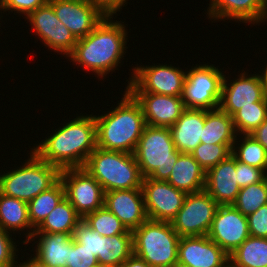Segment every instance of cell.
Here are the masks:
<instances>
[{
    "mask_svg": "<svg viewBox=\"0 0 267 267\" xmlns=\"http://www.w3.org/2000/svg\"><path fill=\"white\" fill-rule=\"evenodd\" d=\"M113 18L115 19L114 16H106L92 32L78 39L74 51L68 56L73 65L93 72L100 80L118 70L117 67L123 62L121 59H124L128 51L127 24Z\"/></svg>",
    "mask_w": 267,
    "mask_h": 267,
    "instance_id": "obj_1",
    "label": "cell"
},
{
    "mask_svg": "<svg viewBox=\"0 0 267 267\" xmlns=\"http://www.w3.org/2000/svg\"><path fill=\"white\" fill-rule=\"evenodd\" d=\"M57 130V131H56ZM45 137L40 143L34 144L31 150L45 162L66 168L84 167L89 155L96 148L95 117L80 115Z\"/></svg>",
    "mask_w": 267,
    "mask_h": 267,
    "instance_id": "obj_2",
    "label": "cell"
},
{
    "mask_svg": "<svg viewBox=\"0 0 267 267\" xmlns=\"http://www.w3.org/2000/svg\"><path fill=\"white\" fill-rule=\"evenodd\" d=\"M122 95L115 108L94 115L96 147L134 154L146 122L135 98L126 89Z\"/></svg>",
    "mask_w": 267,
    "mask_h": 267,
    "instance_id": "obj_3",
    "label": "cell"
},
{
    "mask_svg": "<svg viewBox=\"0 0 267 267\" xmlns=\"http://www.w3.org/2000/svg\"><path fill=\"white\" fill-rule=\"evenodd\" d=\"M83 168L102 186L104 192L142 186L143 177L132 153L96 147Z\"/></svg>",
    "mask_w": 267,
    "mask_h": 267,
    "instance_id": "obj_4",
    "label": "cell"
},
{
    "mask_svg": "<svg viewBox=\"0 0 267 267\" xmlns=\"http://www.w3.org/2000/svg\"><path fill=\"white\" fill-rule=\"evenodd\" d=\"M22 166L0 174V193L30 202L60 179V169L40 159L32 150Z\"/></svg>",
    "mask_w": 267,
    "mask_h": 267,
    "instance_id": "obj_5",
    "label": "cell"
},
{
    "mask_svg": "<svg viewBox=\"0 0 267 267\" xmlns=\"http://www.w3.org/2000/svg\"><path fill=\"white\" fill-rule=\"evenodd\" d=\"M181 153L168 127L146 125L134 152L143 178L166 181Z\"/></svg>",
    "mask_w": 267,
    "mask_h": 267,
    "instance_id": "obj_6",
    "label": "cell"
},
{
    "mask_svg": "<svg viewBox=\"0 0 267 267\" xmlns=\"http://www.w3.org/2000/svg\"><path fill=\"white\" fill-rule=\"evenodd\" d=\"M132 233L133 254L151 267H177L180 236L170 222L147 219Z\"/></svg>",
    "mask_w": 267,
    "mask_h": 267,
    "instance_id": "obj_7",
    "label": "cell"
},
{
    "mask_svg": "<svg viewBox=\"0 0 267 267\" xmlns=\"http://www.w3.org/2000/svg\"><path fill=\"white\" fill-rule=\"evenodd\" d=\"M224 71L208 63L196 64L186 72L182 100L188 109L214 110L219 107Z\"/></svg>",
    "mask_w": 267,
    "mask_h": 267,
    "instance_id": "obj_8",
    "label": "cell"
},
{
    "mask_svg": "<svg viewBox=\"0 0 267 267\" xmlns=\"http://www.w3.org/2000/svg\"><path fill=\"white\" fill-rule=\"evenodd\" d=\"M186 72L172 64L133 66L126 90L128 92H149L159 95L182 96Z\"/></svg>",
    "mask_w": 267,
    "mask_h": 267,
    "instance_id": "obj_9",
    "label": "cell"
},
{
    "mask_svg": "<svg viewBox=\"0 0 267 267\" xmlns=\"http://www.w3.org/2000/svg\"><path fill=\"white\" fill-rule=\"evenodd\" d=\"M218 206L205 190L187 194L171 225L180 237L207 235Z\"/></svg>",
    "mask_w": 267,
    "mask_h": 267,
    "instance_id": "obj_10",
    "label": "cell"
},
{
    "mask_svg": "<svg viewBox=\"0 0 267 267\" xmlns=\"http://www.w3.org/2000/svg\"><path fill=\"white\" fill-rule=\"evenodd\" d=\"M60 180L65 188V197L82 219L104 206L102 186L83 167L62 169Z\"/></svg>",
    "mask_w": 267,
    "mask_h": 267,
    "instance_id": "obj_11",
    "label": "cell"
},
{
    "mask_svg": "<svg viewBox=\"0 0 267 267\" xmlns=\"http://www.w3.org/2000/svg\"><path fill=\"white\" fill-rule=\"evenodd\" d=\"M32 32L39 37L48 50H54L66 58L74 51L77 39L71 31L57 18L52 5L47 2L38 7L27 17Z\"/></svg>",
    "mask_w": 267,
    "mask_h": 267,
    "instance_id": "obj_12",
    "label": "cell"
},
{
    "mask_svg": "<svg viewBox=\"0 0 267 267\" xmlns=\"http://www.w3.org/2000/svg\"><path fill=\"white\" fill-rule=\"evenodd\" d=\"M241 71L235 80H229V76L224 75L222 81L218 108L231 117L241 107L252 105L254 102L267 101V93L261 73H250L248 75L247 71Z\"/></svg>",
    "mask_w": 267,
    "mask_h": 267,
    "instance_id": "obj_13",
    "label": "cell"
},
{
    "mask_svg": "<svg viewBox=\"0 0 267 267\" xmlns=\"http://www.w3.org/2000/svg\"><path fill=\"white\" fill-rule=\"evenodd\" d=\"M141 189L147 217L154 221L171 223L187 195L167 181L149 177L143 178Z\"/></svg>",
    "mask_w": 267,
    "mask_h": 267,
    "instance_id": "obj_14",
    "label": "cell"
},
{
    "mask_svg": "<svg viewBox=\"0 0 267 267\" xmlns=\"http://www.w3.org/2000/svg\"><path fill=\"white\" fill-rule=\"evenodd\" d=\"M207 236L230 255L250 236L247 217L233 205H219Z\"/></svg>",
    "mask_w": 267,
    "mask_h": 267,
    "instance_id": "obj_15",
    "label": "cell"
},
{
    "mask_svg": "<svg viewBox=\"0 0 267 267\" xmlns=\"http://www.w3.org/2000/svg\"><path fill=\"white\" fill-rule=\"evenodd\" d=\"M57 18L78 40L87 36L106 17L87 0H48Z\"/></svg>",
    "mask_w": 267,
    "mask_h": 267,
    "instance_id": "obj_16",
    "label": "cell"
},
{
    "mask_svg": "<svg viewBox=\"0 0 267 267\" xmlns=\"http://www.w3.org/2000/svg\"><path fill=\"white\" fill-rule=\"evenodd\" d=\"M177 267H229V255L207 235L180 237Z\"/></svg>",
    "mask_w": 267,
    "mask_h": 267,
    "instance_id": "obj_17",
    "label": "cell"
},
{
    "mask_svg": "<svg viewBox=\"0 0 267 267\" xmlns=\"http://www.w3.org/2000/svg\"><path fill=\"white\" fill-rule=\"evenodd\" d=\"M139 103L146 125L170 128L186 109L182 96L129 92Z\"/></svg>",
    "mask_w": 267,
    "mask_h": 267,
    "instance_id": "obj_18",
    "label": "cell"
},
{
    "mask_svg": "<svg viewBox=\"0 0 267 267\" xmlns=\"http://www.w3.org/2000/svg\"><path fill=\"white\" fill-rule=\"evenodd\" d=\"M207 18L215 22H236L260 25L267 22V0H210Z\"/></svg>",
    "mask_w": 267,
    "mask_h": 267,
    "instance_id": "obj_19",
    "label": "cell"
},
{
    "mask_svg": "<svg viewBox=\"0 0 267 267\" xmlns=\"http://www.w3.org/2000/svg\"><path fill=\"white\" fill-rule=\"evenodd\" d=\"M104 207L130 231L148 219L141 188L105 192Z\"/></svg>",
    "mask_w": 267,
    "mask_h": 267,
    "instance_id": "obj_20",
    "label": "cell"
},
{
    "mask_svg": "<svg viewBox=\"0 0 267 267\" xmlns=\"http://www.w3.org/2000/svg\"><path fill=\"white\" fill-rule=\"evenodd\" d=\"M204 190L219 204L232 205L240 191L236 159L230 155L206 171Z\"/></svg>",
    "mask_w": 267,
    "mask_h": 267,
    "instance_id": "obj_21",
    "label": "cell"
},
{
    "mask_svg": "<svg viewBox=\"0 0 267 267\" xmlns=\"http://www.w3.org/2000/svg\"><path fill=\"white\" fill-rule=\"evenodd\" d=\"M29 243L32 244V247L37 244L34 246L35 248H32L31 252L34 253L31 255L39 262L49 267H66L69 247L73 244V235L66 233H33L25 245Z\"/></svg>",
    "mask_w": 267,
    "mask_h": 267,
    "instance_id": "obj_22",
    "label": "cell"
},
{
    "mask_svg": "<svg viewBox=\"0 0 267 267\" xmlns=\"http://www.w3.org/2000/svg\"><path fill=\"white\" fill-rule=\"evenodd\" d=\"M205 110L186 108L170 127L172 139L180 153H192L201 143Z\"/></svg>",
    "mask_w": 267,
    "mask_h": 267,
    "instance_id": "obj_23",
    "label": "cell"
},
{
    "mask_svg": "<svg viewBox=\"0 0 267 267\" xmlns=\"http://www.w3.org/2000/svg\"><path fill=\"white\" fill-rule=\"evenodd\" d=\"M206 172L191 153H181L166 180L176 189L186 194L204 190Z\"/></svg>",
    "mask_w": 267,
    "mask_h": 267,
    "instance_id": "obj_24",
    "label": "cell"
},
{
    "mask_svg": "<svg viewBox=\"0 0 267 267\" xmlns=\"http://www.w3.org/2000/svg\"><path fill=\"white\" fill-rule=\"evenodd\" d=\"M0 227L13 234L26 231V239L21 242L25 245L35 230L28 217L27 202L0 193Z\"/></svg>",
    "mask_w": 267,
    "mask_h": 267,
    "instance_id": "obj_25",
    "label": "cell"
},
{
    "mask_svg": "<svg viewBox=\"0 0 267 267\" xmlns=\"http://www.w3.org/2000/svg\"><path fill=\"white\" fill-rule=\"evenodd\" d=\"M237 133L233 118L219 108L205 110V124L202 130L201 143L234 144Z\"/></svg>",
    "mask_w": 267,
    "mask_h": 267,
    "instance_id": "obj_26",
    "label": "cell"
},
{
    "mask_svg": "<svg viewBox=\"0 0 267 267\" xmlns=\"http://www.w3.org/2000/svg\"><path fill=\"white\" fill-rule=\"evenodd\" d=\"M82 221L75 208L64 197L33 233H66L73 235L75 227Z\"/></svg>",
    "mask_w": 267,
    "mask_h": 267,
    "instance_id": "obj_27",
    "label": "cell"
},
{
    "mask_svg": "<svg viewBox=\"0 0 267 267\" xmlns=\"http://www.w3.org/2000/svg\"><path fill=\"white\" fill-rule=\"evenodd\" d=\"M133 254V234L101 236L100 253L97 261L100 267H119Z\"/></svg>",
    "mask_w": 267,
    "mask_h": 267,
    "instance_id": "obj_28",
    "label": "cell"
},
{
    "mask_svg": "<svg viewBox=\"0 0 267 267\" xmlns=\"http://www.w3.org/2000/svg\"><path fill=\"white\" fill-rule=\"evenodd\" d=\"M229 267H267V238L249 236L229 255Z\"/></svg>",
    "mask_w": 267,
    "mask_h": 267,
    "instance_id": "obj_29",
    "label": "cell"
},
{
    "mask_svg": "<svg viewBox=\"0 0 267 267\" xmlns=\"http://www.w3.org/2000/svg\"><path fill=\"white\" fill-rule=\"evenodd\" d=\"M65 197V188L59 179L48 190L41 192L28 202V217L31 226L36 229Z\"/></svg>",
    "mask_w": 267,
    "mask_h": 267,
    "instance_id": "obj_30",
    "label": "cell"
},
{
    "mask_svg": "<svg viewBox=\"0 0 267 267\" xmlns=\"http://www.w3.org/2000/svg\"><path fill=\"white\" fill-rule=\"evenodd\" d=\"M237 136L232 146L231 155L237 161L263 169L267 173L266 149L250 134H243V136L238 134Z\"/></svg>",
    "mask_w": 267,
    "mask_h": 267,
    "instance_id": "obj_31",
    "label": "cell"
},
{
    "mask_svg": "<svg viewBox=\"0 0 267 267\" xmlns=\"http://www.w3.org/2000/svg\"><path fill=\"white\" fill-rule=\"evenodd\" d=\"M267 204V177L259 183L241 188L232 204L244 216H249Z\"/></svg>",
    "mask_w": 267,
    "mask_h": 267,
    "instance_id": "obj_32",
    "label": "cell"
},
{
    "mask_svg": "<svg viewBox=\"0 0 267 267\" xmlns=\"http://www.w3.org/2000/svg\"><path fill=\"white\" fill-rule=\"evenodd\" d=\"M84 223L97 231L101 236L112 237L117 234H133L124 224L104 206L87 214Z\"/></svg>",
    "mask_w": 267,
    "mask_h": 267,
    "instance_id": "obj_33",
    "label": "cell"
},
{
    "mask_svg": "<svg viewBox=\"0 0 267 267\" xmlns=\"http://www.w3.org/2000/svg\"><path fill=\"white\" fill-rule=\"evenodd\" d=\"M232 118L237 135L250 134L267 118V101L241 107Z\"/></svg>",
    "mask_w": 267,
    "mask_h": 267,
    "instance_id": "obj_34",
    "label": "cell"
},
{
    "mask_svg": "<svg viewBox=\"0 0 267 267\" xmlns=\"http://www.w3.org/2000/svg\"><path fill=\"white\" fill-rule=\"evenodd\" d=\"M232 146L233 144L200 143L191 154L206 172L228 158L232 153Z\"/></svg>",
    "mask_w": 267,
    "mask_h": 267,
    "instance_id": "obj_35",
    "label": "cell"
},
{
    "mask_svg": "<svg viewBox=\"0 0 267 267\" xmlns=\"http://www.w3.org/2000/svg\"><path fill=\"white\" fill-rule=\"evenodd\" d=\"M12 234L0 227V267H17L19 249L16 239ZM15 240V241H14ZM17 253V254H16ZM18 256V257H17Z\"/></svg>",
    "mask_w": 267,
    "mask_h": 267,
    "instance_id": "obj_36",
    "label": "cell"
},
{
    "mask_svg": "<svg viewBox=\"0 0 267 267\" xmlns=\"http://www.w3.org/2000/svg\"><path fill=\"white\" fill-rule=\"evenodd\" d=\"M73 239L98 257L101 247V235L86 225L83 220L75 227Z\"/></svg>",
    "mask_w": 267,
    "mask_h": 267,
    "instance_id": "obj_37",
    "label": "cell"
},
{
    "mask_svg": "<svg viewBox=\"0 0 267 267\" xmlns=\"http://www.w3.org/2000/svg\"><path fill=\"white\" fill-rule=\"evenodd\" d=\"M66 267H100L97 257L84 248V245L73 239V244L69 247V256Z\"/></svg>",
    "mask_w": 267,
    "mask_h": 267,
    "instance_id": "obj_38",
    "label": "cell"
},
{
    "mask_svg": "<svg viewBox=\"0 0 267 267\" xmlns=\"http://www.w3.org/2000/svg\"><path fill=\"white\" fill-rule=\"evenodd\" d=\"M48 0H0V13L10 11L25 18L38 7L45 5ZM3 11V12H2ZM22 14V15H21Z\"/></svg>",
    "mask_w": 267,
    "mask_h": 267,
    "instance_id": "obj_39",
    "label": "cell"
},
{
    "mask_svg": "<svg viewBox=\"0 0 267 267\" xmlns=\"http://www.w3.org/2000/svg\"><path fill=\"white\" fill-rule=\"evenodd\" d=\"M236 174L240 189L253 183L262 182L267 177V173L263 169L247 165L237 160Z\"/></svg>",
    "mask_w": 267,
    "mask_h": 267,
    "instance_id": "obj_40",
    "label": "cell"
},
{
    "mask_svg": "<svg viewBox=\"0 0 267 267\" xmlns=\"http://www.w3.org/2000/svg\"><path fill=\"white\" fill-rule=\"evenodd\" d=\"M250 236L267 238V204L247 216Z\"/></svg>",
    "mask_w": 267,
    "mask_h": 267,
    "instance_id": "obj_41",
    "label": "cell"
},
{
    "mask_svg": "<svg viewBox=\"0 0 267 267\" xmlns=\"http://www.w3.org/2000/svg\"><path fill=\"white\" fill-rule=\"evenodd\" d=\"M90 4L98 7L106 16H115L121 12L122 7L127 6L128 0H87ZM126 4V5H125Z\"/></svg>",
    "mask_w": 267,
    "mask_h": 267,
    "instance_id": "obj_42",
    "label": "cell"
},
{
    "mask_svg": "<svg viewBox=\"0 0 267 267\" xmlns=\"http://www.w3.org/2000/svg\"><path fill=\"white\" fill-rule=\"evenodd\" d=\"M267 151V118L250 133Z\"/></svg>",
    "mask_w": 267,
    "mask_h": 267,
    "instance_id": "obj_43",
    "label": "cell"
},
{
    "mask_svg": "<svg viewBox=\"0 0 267 267\" xmlns=\"http://www.w3.org/2000/svg\"><path fill=\"white\" fill-rule=\"evenodd\" d=\"M119 267H151L146 261L132 254Z\"/></svg>",
    "mask_w": 267,
    "mask_h": 267,
    "instance_id": "obj_44",
    "label": "cell"
},
{
    "mask_svg": "<svg viewBox=\"0 0 267 267\" xmlns=\"http://www.w3.org/2000/svg\"><path fill=\"white\" fill-rule=\"evenodd\" d=\"M29 257H27L28 260L27 259L25 261L21 260L23 262L17 263V267H49V266L39 262L32 255H30Z\"/></svg>",
    "mask_w": 267,
    "mask_h": 267,
    "instance_id": "obj_45",
    "label": "cell"
},
{
    "mask_svg": "<svg viewBox=\"0 0 267 267\" xmlns=\"http://www.w3.org/2000/svg\"><path fill=\"white\" fill-rule=\"evenodd\" d=\"M262 71H259V73H261V76H262V79H263V83H264V86H265V90H266V93H267V63L265 65L264 68L261 69Z\"/></svg>",
    "mask_w": 267,
    "mask_h": 267,
    "instance_id": "obj_46",
    "label": "cell"
}]
</instances>
